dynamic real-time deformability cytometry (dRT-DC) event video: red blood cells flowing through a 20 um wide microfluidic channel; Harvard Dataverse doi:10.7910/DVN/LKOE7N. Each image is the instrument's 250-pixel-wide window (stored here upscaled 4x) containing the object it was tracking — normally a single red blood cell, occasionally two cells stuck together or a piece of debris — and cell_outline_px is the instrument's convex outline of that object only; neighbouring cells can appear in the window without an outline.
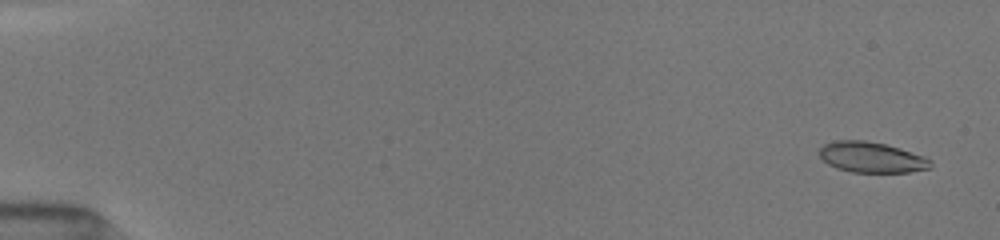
{"species": "common noctule bat (a hibernating species)", "species_latin": "Nyctalus noctula", "temperature_condition": "room temperature", "stored_images_in_passage": 52, "camera_frame_rate_fps": 3000, "um_per_image_px": 0.085, "animal": {"sex": "female", "body_mass_g": 19.5, "forearm_length_mm": 54.1}, "frame": {"image": 1, "passage_image": 3, "time_ms": 0.667, "image_size_px": [1000, 240], "cell_outline_px": [[932, 168], [908, 172], [852, 172], [836, 168], [828, 164], [820, 156], [820, 148], [824, 144], [832, 140], [864, 140], [884, 144], [900, 148], [924, 156], [932, 160]], "centroid_in_image_um": [74.09, 13.37], "position_along_channel_um": 10.9, "area_um2": 19.88}}
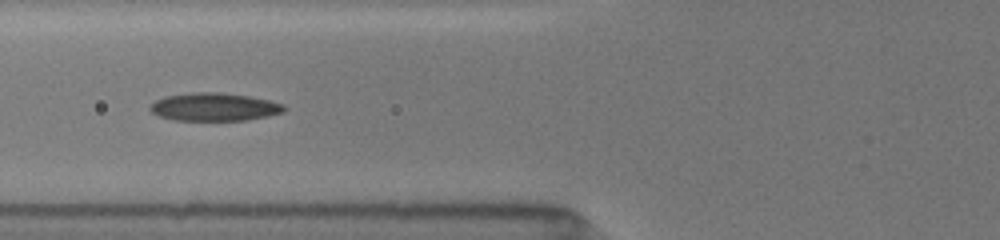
{"frame": {"image": 2, "passage_image": 22, "time_ms": 7.0, "image_size_px": [1000, 240], "cell_outline_px": [[288, 108], [284, 112], [268, 116], [248, 120], [172, 120], [160, 116], [152, 112], [148, 108], [156, 100], [164, 96], [192, 92], [220, 92], [248, 96], [268, 100], [284, 104]], "centroid_in_image_um": [18.23, 9.09], "position_along_channel_um": 107.6, "area_um2": 21.96}}
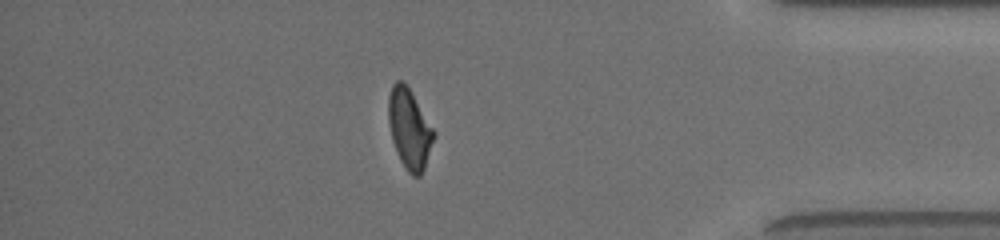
{"frame": {"image": 3, "passage_image": 46, "time_ms": 15.0, "image_size_px": [1000, 240], "cell_outline_px": [[436, 136], [424, 168], [420, 176], [412, 176], [408, 172], [400, 160], [392, 140], [388, 120], [388, 96], [392, 84], [396, 80], [404, 80], [412, 92], [436, 132]], "centroid_in_image_um": [34.81, 10.91], "position_along_channel_um": 400.4, "area_um2": 21.39}, "authors_computed_cell_mechanics": {"area_um2": 21.3571, "velocity_mm_per_s": 4.0161, "shape_relaxation_time_tau1_ms": 5.3456, "shape_relaxation_time_tau2_ms": 3.0636, "deformation_change_tau1": 0.1713, "deformation_change_tau2": 0.0892}}